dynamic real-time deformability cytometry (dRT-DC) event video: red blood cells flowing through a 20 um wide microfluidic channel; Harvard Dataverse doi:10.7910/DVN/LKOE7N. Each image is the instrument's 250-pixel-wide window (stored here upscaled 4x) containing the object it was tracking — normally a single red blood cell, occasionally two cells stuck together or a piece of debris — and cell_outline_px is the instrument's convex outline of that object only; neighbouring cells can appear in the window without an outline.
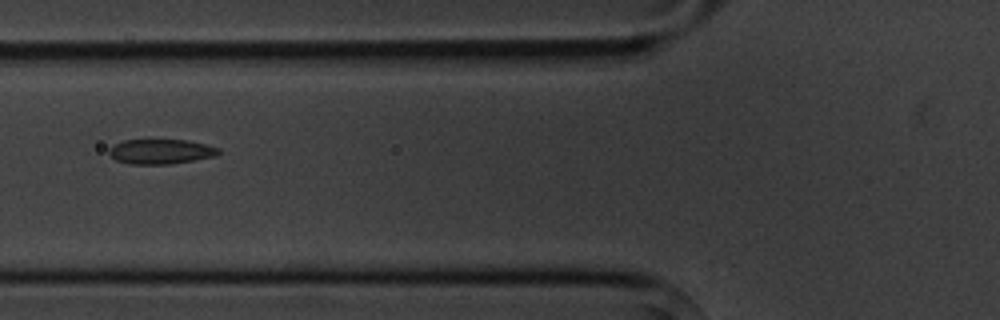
{"species": "common noctule bat (a hibernating species)", "species_latin": "Nyctalus noctula", "temperature_condition": "cold", "stored_images_in_passage": 6, "camera_frame_rate_fps": 3000, "um_per_image_px": 0.085, "animal": {"sex": "male", "body_mass_g": 20.1, "forearm_length_mm": 53.5}, "frame": {"image": 1, "passage_image": 3, "time_ms": 2.333, "image_size_px": [1000, 320], "cell_outline_px": [[220, 152], [216, 156], [172, 164], [128, 164], [116, 160], [108, 152], [108, 148], [124, 140], [188, 140], [208, 144], [220, 148]], "centroid_in_image_um": [13.7, 12.88], "position_along_channel_um": 112.1, "area_um2": 15.95}}
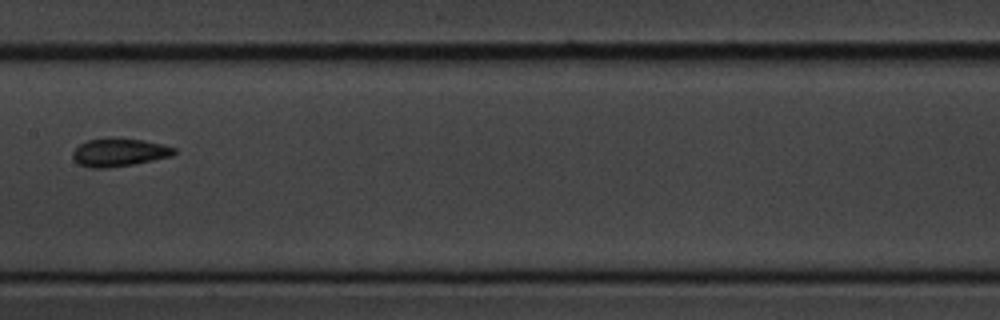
{"frame": {"image": 2, "passage_image": 5, "time_ms": 4.667, "image_size_px": [1000, 320], "cell_outline_px": [[176, 152], [172, 156], [132, 164], [108, 168], [92, 168], [80, 164], [72, 156], [72, 152], [80, 144], [88, 140], [108, 136], [112, 136], [144, 140], [164, 144], [176, 148]], "centroid_in_image_um": [10.14, 12.92], "position_along_channel_um": 197.3, "area_um2": 16.82}}
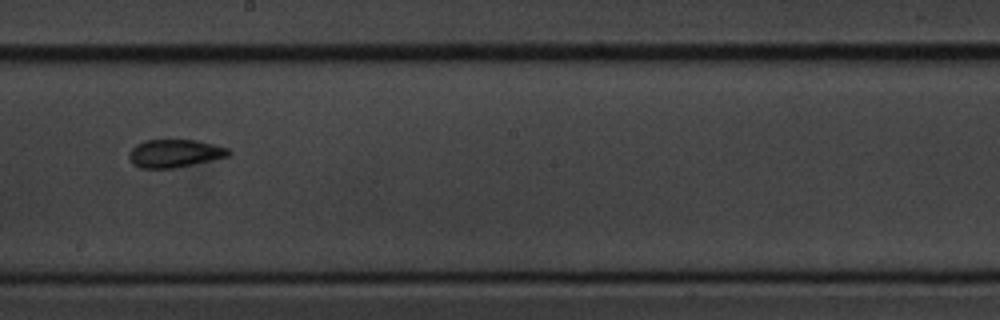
{"frame": {"image": 3, "passage_image": 6, "time_ms": 5.667, "image_size_px": [1000, 320], "cell_outline_px": [[232, 152], [228, 156], [192, 164], [172, 168], [140, 168], [132, 164], [128, 156], [128, 152], [136, 144], [144, 140], [196, 140], [228, 148]], "centroid_in_image_um": [14.8, 13.03], "position_along_channel_um": 233.4, "area_um2": 16.13}}